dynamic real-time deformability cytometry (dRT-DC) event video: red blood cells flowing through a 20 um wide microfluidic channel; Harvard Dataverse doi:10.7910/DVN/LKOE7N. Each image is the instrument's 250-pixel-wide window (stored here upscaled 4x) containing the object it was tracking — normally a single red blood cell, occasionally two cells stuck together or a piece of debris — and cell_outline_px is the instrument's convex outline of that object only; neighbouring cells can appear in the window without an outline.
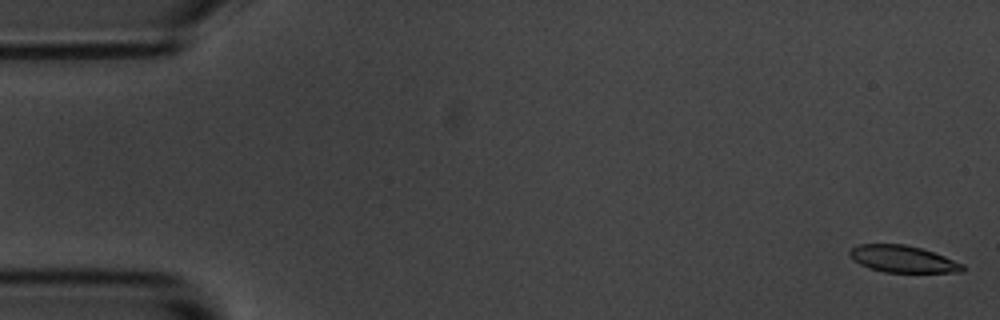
{"species": "common noctule bat (a hibernating species)", "species_latin": "Nyctalus noctula", "temperature_condition": "room temperature", "stored_images_in_passage": 5, "camera_frame_rate_fps": 3000, "um_per_image_px": 0.085, "animal": {"sex": "male", "body_mass_g": 20.1, "forearm_length_mm": 53.5}, "frame": {"image": 1, "passage_image": 1, "time_ms": 0.0, "image_size_px": [1000, 320], "cell_outline_px": [[964, 272], [884, 272], [868, 268], [852, 260], [848, 252], [852, 248], [860, 244], [904, 244], [920, 248], [944, 256], [964, 264]], "centroid_in_image_um": [76.72, 22.02], "position_along_channel_um": 8.3, "area_um2": 17.63}}
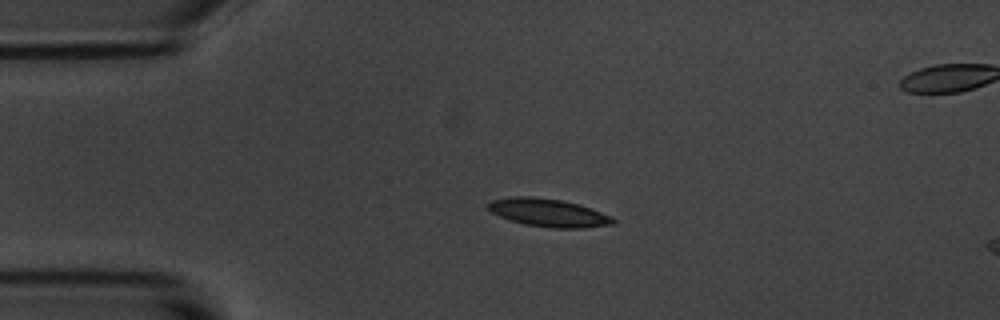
{"frame": {"image": 2, "passage_image": 4, "time_ms": 3.667, "image_size_px": [1000, 320], "cell_outline_px": [[616, 220], [612, 224], [584, 228], [552, 228], [524, 224], [508, 220], [492, 212], [488, 208], [488, 204], [492, 200], [516, 196], [532, 196], [560, 200], [580, 204], [592, 208], [612, 216]], "centroid_in_image_um": [46.64, 18.08], "position_along_channel_um": 38.4, "area_um2": 20.4}}